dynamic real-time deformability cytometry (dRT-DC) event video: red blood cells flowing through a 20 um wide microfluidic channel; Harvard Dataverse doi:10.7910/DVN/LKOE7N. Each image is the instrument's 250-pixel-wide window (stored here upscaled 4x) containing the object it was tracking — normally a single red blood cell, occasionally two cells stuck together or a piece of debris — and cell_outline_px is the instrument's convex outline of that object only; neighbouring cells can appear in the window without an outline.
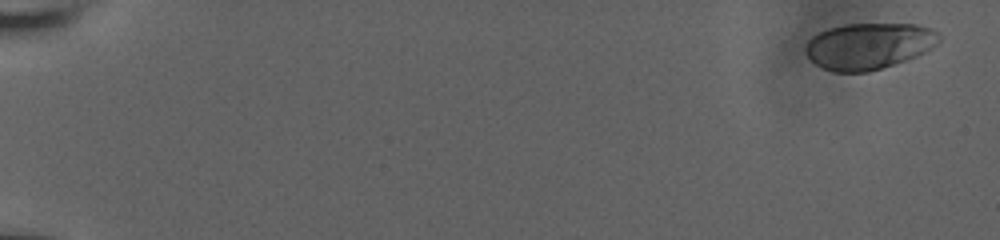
{"species": "human", "species_latin": "Homo sapiens", "temperature_condition": "room temperature", "stored_images_in_passage": 56, "camera_frame_rate_fps": 3000, "um_per_image_px": 0.085, "donor": {"sex": "male"}, "frame": {"image": 1, "passage_image": 1, "time_ms": 0.0, "image_size_px": [1000, 240], "cell_outline_px": [[920, 28], [896, 60], [880, 68], [860, 72], [840, 72], [828, 68], [812, 60], [808, 52], [808, 44], [816, 36], [824, 32], [836, 28], [856, 24], [908, 24]], "centroid_in_image_um": [73.18, 3.94], "position_along_channel_um": 11.8, "area_um2": 28.73}}
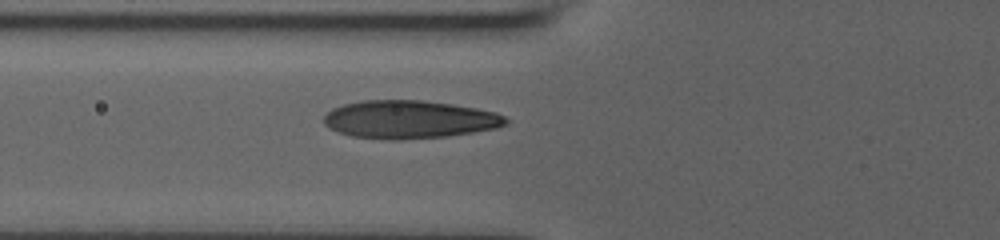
{"frame": {"image": 2, "passage_image": 23, "time_ms": 7.333, "image_size_px": [1000, 240], "cell_outline_px": [[504, 120], [500, 124], [484, 128], [460, 132], [432, 136], [364, 136], [344, 132], [328, 124], [328, 116], [336, 108], [352, 104], [384, 100], [408, 100], [444, 104], [468, 108], [488, 112], [500, 116]], "centroid_in_image_um": [34.75, 10.1], "position_along_channel_um": 91.0, "area_um2": 34.97}}
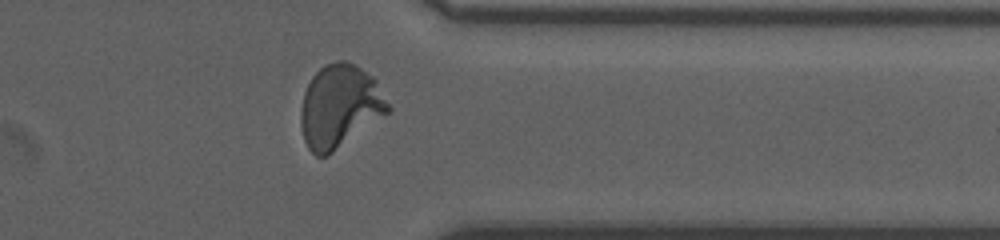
{"frame": {"image": 3, "passage_image": 46, "time_ms": 15.0, "image_size_px": [1000, 240], "cell_outline_px": [[388, 112], [324, 156], [320, 156], [312, 152], [304, 136], [304, 96], [312, 80], [328, 64], [348, 64], [356, 68], [372, 80], [388, 108]], "centroid_in_image_um": [28.86, 9.1], "position_along_channel_um": 382.5, "area_um2": 37.8}, "authors_computed_cell_mechanics": {"area_um2": 33.235, "velocity_mm_per_s": 3.828, "shape_relaxation_time_tau1_ms": 7.7404, "shape_relaxation_time_tau2_ms": null, "deformation_change_tau1": 0.296, "deformation_change_tau2": null}}